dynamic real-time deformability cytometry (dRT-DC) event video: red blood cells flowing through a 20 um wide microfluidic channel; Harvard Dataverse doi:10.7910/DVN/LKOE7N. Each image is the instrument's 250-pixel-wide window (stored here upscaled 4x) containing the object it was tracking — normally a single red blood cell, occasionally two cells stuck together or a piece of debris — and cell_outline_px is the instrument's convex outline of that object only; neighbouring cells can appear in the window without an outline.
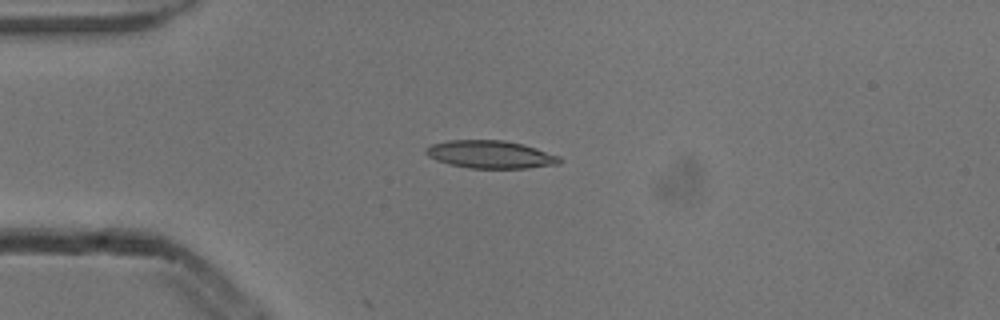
{"species": "common noctule bat (a hibernating species)", "species_latin": "Nyctalus noctula", "temperature_condition": "cold", "stored_images_in_passage": 4, "camera_frame_rate_fps": 3000, "um_per_image_px": 0.085, "animal": {"sex": "male", "body_mass_g": 13.3}, "frame": {"image": 1, "passage_image": 4, "time_ms": 1.0, "image_size_px": [1000, 320], "cell_outline_px": [[560, 164], [528, 168], [468, 168], [436, 160], [428, 156], [424, 152], [424, 148], [432, 144], [448, 140], [504, 140], [524, 144], [560, 156]], "centroid_in_image_um": [41.68, 13.12], "position_along_channel_um": 43.3, "area_um2": 21.68}}